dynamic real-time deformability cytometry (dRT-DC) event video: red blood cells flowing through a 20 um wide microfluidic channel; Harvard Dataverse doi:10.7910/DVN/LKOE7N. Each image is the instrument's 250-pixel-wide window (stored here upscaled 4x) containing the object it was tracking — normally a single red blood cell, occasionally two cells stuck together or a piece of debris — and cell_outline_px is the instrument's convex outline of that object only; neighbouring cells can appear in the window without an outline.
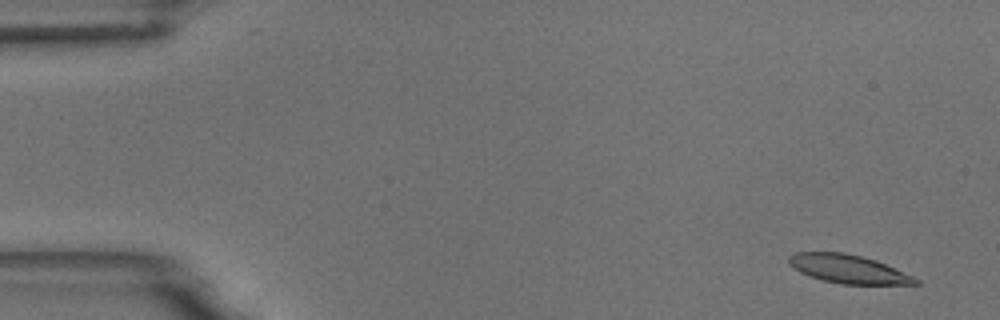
{"species": "common noctule bat (a hibernating species)", "species_latin": "Nyctalus noctula", "temperature_condition": "room temperature", "stored_images_in_passage": 6, "camera_frame_rate_fps": 3000, "um_per_image_px": 0.085, "animal": {"sex": "male", "body_mass_g": 18.8}, "frame": {"image": 1, "passage_image": 1, "time_ms": 0.0, "image_size_px": [1000, 320], "cell_outline_px": [[920, 284], [840, 284], [820, 280], [800, 272], [788, 264], [788, 256], [796, 252], [844, 252], [876, 260], [912, 276], [920, 280]], "centroid_in_image_um": [72.06, 22.86], "position_along_channel_um": 12.9, "area_um2": 20.98}}
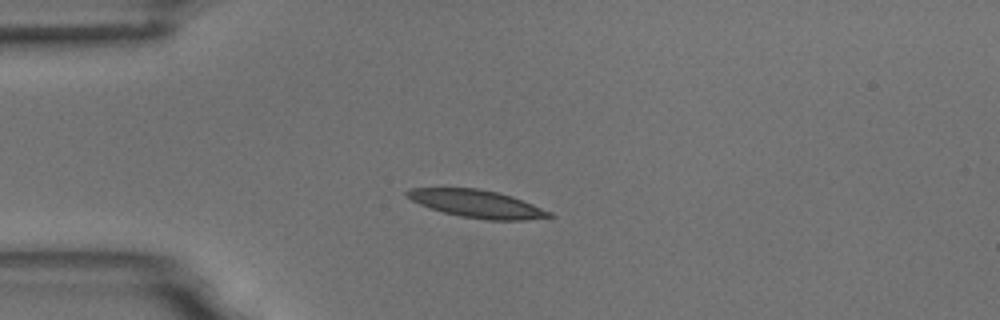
{"frame": {"image": 2, "passage_image": 4, "time_ms": 3.667, "image_size_px": [1000, 320], "cell_outline_px": [[556, 216], [524, 220], [484, 220], [460, 216], [444, 212], [420, 204], [404, 196], [404, 192], [412, 188], [476, 188], [496, 192], [512, 196], [552, 212]], "centroid_in_image_um": [40.55, 17.33], "position_along_channel_um": 44.5, "area_um2": 22.77}}